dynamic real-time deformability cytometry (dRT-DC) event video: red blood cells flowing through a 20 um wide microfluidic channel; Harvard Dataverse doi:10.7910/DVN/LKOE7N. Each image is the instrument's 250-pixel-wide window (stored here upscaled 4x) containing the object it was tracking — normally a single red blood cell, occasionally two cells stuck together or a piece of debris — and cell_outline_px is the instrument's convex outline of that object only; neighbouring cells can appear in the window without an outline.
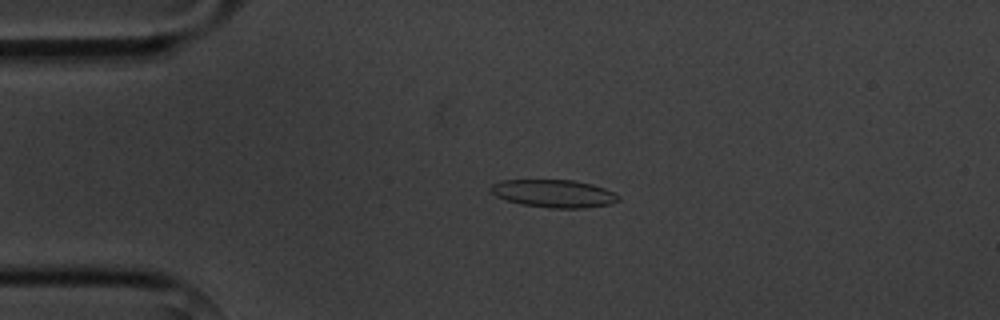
{"species": "common noctule bat (a hibernating species)", "species_latin": "Nyctalus noctula", "temperature_condition": "cold", "stored_images_in_passage": 5, "camera_frame_rate_fps": 3000, "um_per_image_px": 0.085, "animal": {"sex": "male", "body_mass_g": 20.1, "forearm_length_mm": 53.5}, "frame": {"image": 1, "passage_image": 4, "time_ms": 3.667, "image_size_px": [1000, 320], "cell_outline_px": [[620, 200], [612, 204], [588, 208], [548, 208], [524, 204], [508, 200], [496, 196], [488, 188], [492, 184], [500, 180], [576, 180], [592, 184], [616, 192], [620, 196]], "centroid_in_image_um": [47.14, 16.45], "position_along_channel_um": 37.9, "area_um2": 20.87}}